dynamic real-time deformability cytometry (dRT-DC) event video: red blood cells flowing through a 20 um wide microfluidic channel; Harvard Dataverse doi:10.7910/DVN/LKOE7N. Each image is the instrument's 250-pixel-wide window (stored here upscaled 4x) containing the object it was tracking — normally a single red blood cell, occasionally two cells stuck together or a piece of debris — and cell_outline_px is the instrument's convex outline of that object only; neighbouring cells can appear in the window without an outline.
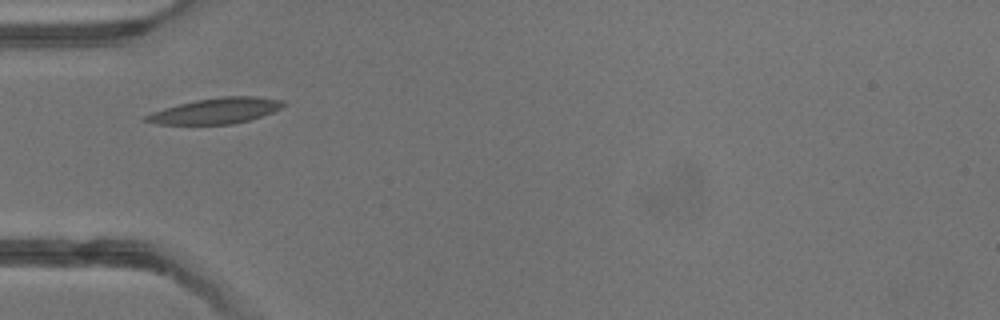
{"species": "common noctule bat (a hibernating species)", "species_latin": "Nyctalus noctula", "temperature_condition": "warm", "stored_images_in_passage": 4, "camera_frame_rate_fps": 3000, "um_per_image_px": 0.085, "animal": {"sex": "male", "body_mass_g": 13.3}, "frame": {"image": 1, "passage_image": 3, "time_ms": 2.333, "image_size_px": [1000, 320], "cell_outline_px": [[288, 104], [272, 112], [248, 120], [232, 124], [156, 124], [144, 120], [144, 116], [152, 112], [164, 108], [196, 100], [224, 96], [252, 96], [284, 100]], "centroid_in_image_um": [18.36, 9.41], "position_along_channel_um": 66.6, "area_um2": 20.35}}
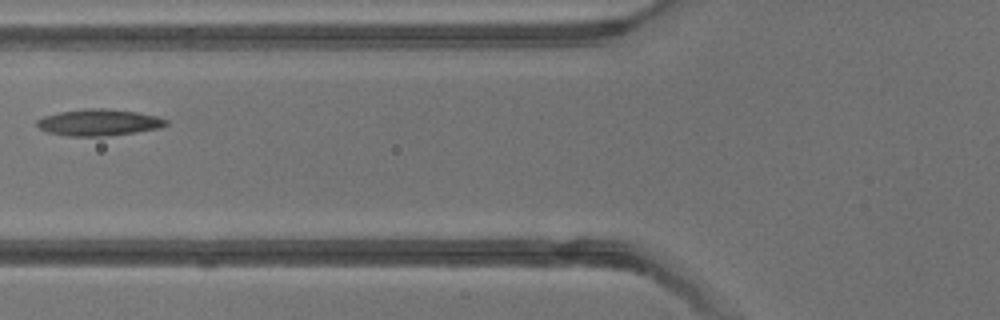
{"frame": {"image": 2, "passage_image": 4, "time_ms": 3.333, "image_size_px": [1000, 320], "cell_outline_px": [[168, 124], [160, 128], [136, 132], [104, 136], [68, 136], [48, 132], [40, 128], [36, 124], [36, 120], [44, 116], [60, 112], [88, 108], [104, 108], [136, 112], [156, 116], [168, 120]], "centroid_in_image_um": [8.41, 10.41], "position_along_channel_um": 117.4, "area_um2": 19.83}}